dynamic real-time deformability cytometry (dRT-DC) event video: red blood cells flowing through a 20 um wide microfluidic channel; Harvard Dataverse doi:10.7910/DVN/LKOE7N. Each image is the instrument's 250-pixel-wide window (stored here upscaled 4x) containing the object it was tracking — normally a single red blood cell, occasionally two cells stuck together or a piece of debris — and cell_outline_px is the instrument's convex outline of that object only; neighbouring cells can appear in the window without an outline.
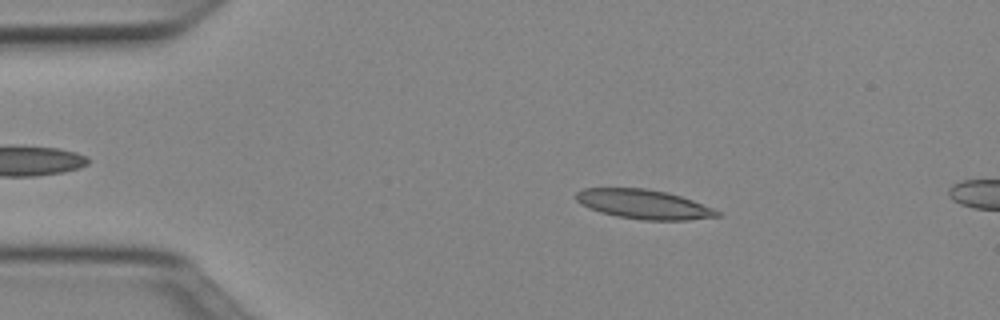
{"species": "Egyptian fruit bat (a non-hibernating species)", "species_latin": "Rousettus aegyptiacus", "temperature_condition": "cold", "stored_images_in_passage": 11, "camera_frame_rate_fps": 3000, "um_per_image_px": 0.085, "animal": {"sex": "female"}, "frame": {"image": 1, "passage_image": 8, "time_ms": 2.333, "image_size_px": [1000, 320], "cell_outline_px": [[720, 216], [688, 220], [644, 220], [616, 216], [600, 212], [588, 208], [580, 204], [576, 200], [576, 192], [584, 188], [644, 188], [668, 192], [692, 200], [712, 208], [720, 212]], "centroid_in_image_um": [54.69, 17.36], "position_along_channel_um": 30.3, "area_um2": 24.1}}